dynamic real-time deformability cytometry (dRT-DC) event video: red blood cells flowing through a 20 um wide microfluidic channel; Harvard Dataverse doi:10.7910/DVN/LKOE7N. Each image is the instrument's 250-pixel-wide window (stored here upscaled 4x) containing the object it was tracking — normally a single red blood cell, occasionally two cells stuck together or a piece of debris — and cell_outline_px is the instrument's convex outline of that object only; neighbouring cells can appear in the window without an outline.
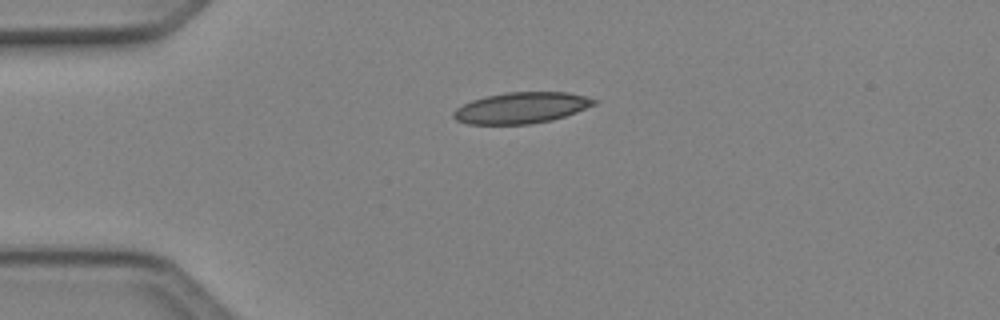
{"species": "Egyptian fruit bat (a non-hibernating species)", "species_latin": "Rousettus aegyptiacus", "temperature_condition": "cold", "stored_images_in_passage": 32, "camera_frame_rate_fps": 3000, "um_per_image_px": 0.085, "animal": {"sex": "female"}, "frame": {"image": 1, "passage_image": 1, "time_ms": 0.0, "image_size_px": [1000, 320], "cell_outline_px": [[596, 104], [576, 112], [552, 120], [528, 124], [468, 124], [456, 120], [452, 116], [452, 112], [456, 108], [472, 100], [484, 96], [504, 92], [568, 92], [584, 96], [596, 100]], "centroid_in_image_um": [44.27, 9.16], "position_along_channel_um": 40.7, "area_um2": 25.43}}
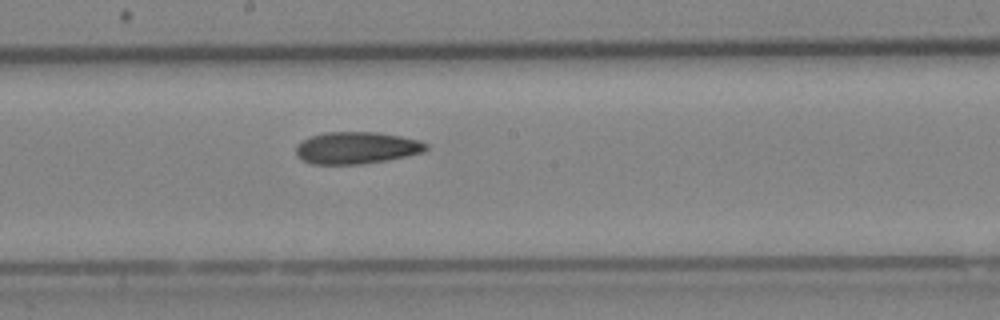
{"frame": {"image": 2, "passage_image": 16, "time_ms": 5.0, "image_size_px": [1000, 320], "cell_outline_px": [[428, 148], [424, 152], [388, 160], [360, 164], [312, 164], [300, 160], [296, 156], [296, 144], [300, 140], [324, 132], [376, 132], [400, 136], [420, 140], [428, 144]], "centroid_in_image_um": [30.28, 12.57], "position_along_channel_um": 217.9, "area_um2": 24.51}}
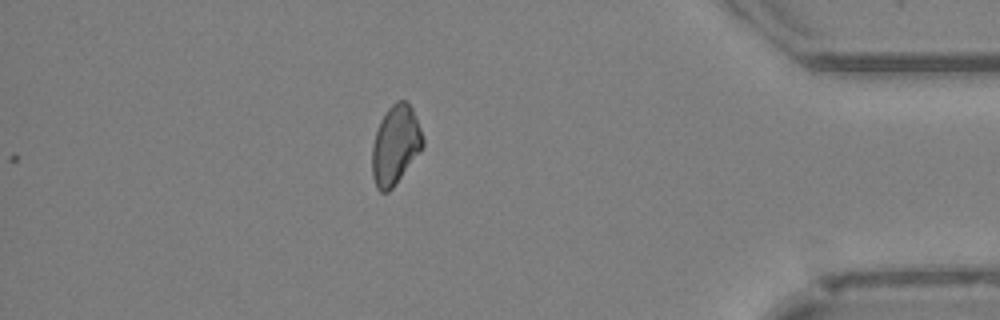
{"frame": {"image": 3, "passage_image": 32, "time_ms": 10.333, "image_size_px": [1000, 320], "cell_outline_px": [[424, 144], [420, 152], [392, 188], [388, 192], [380, 192], [376, 188], [372, 176], [372, 144], [380, 120], [388, 108], [396, 100], [404, 100], [412, 108], [420, 128], [424, 140]], "centroid_in_image_um": [33.59, 12.33], "position_along_channel_um": 401.6, "area_um2": 23.29}, "authors_computed_cell_mechanics": {"area_um2": 24.1893, "velocity_mm_per_s": 4.1403, "shape_relaxation_time_tau1_ms": null, "shape_relaxation_time_tau2_ms": 6.4862, "deformation_change_tau1": null, "deformation_change_tau2": 0.1396}}